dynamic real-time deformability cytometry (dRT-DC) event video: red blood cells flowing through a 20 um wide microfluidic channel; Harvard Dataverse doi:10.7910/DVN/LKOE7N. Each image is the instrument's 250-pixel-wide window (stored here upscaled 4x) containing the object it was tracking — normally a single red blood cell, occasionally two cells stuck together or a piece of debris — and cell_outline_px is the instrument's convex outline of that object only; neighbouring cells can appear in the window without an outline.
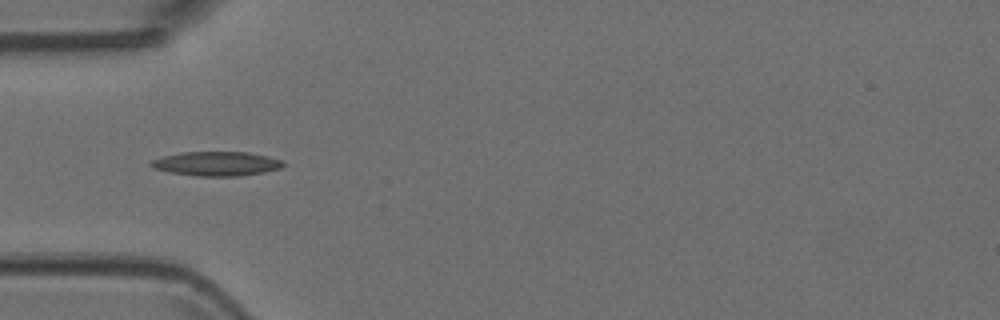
{"species": "Egyptian fruit bat (a non-hibernating species)", "species_latin": "Rousettus aegyptiacus", "temperature_condition": "room temperature", "stored_images_in_passage": 6, "camera_frame_rate_fps": 3000, "um_per_image_px": 0.085, "animal": {"sex": "female"}, "frame": {"image": 1, "passage_image": 2, "time_ms": 0.333, "image_size_px": [1000, 320], "cell_outline_px": [[284, 164], [280, 168], [264, 172], [236, 176], [196, 176], [168, 172], [152, 168], [148, 164], [152, 160], [164, 156], [180, 152], [248, 152], [268, 156], [284, 160]], "centroid_in_image_um": [18.38, 13.91], "position_along_channel_um": 66.6, "area_um2": 18.79}}
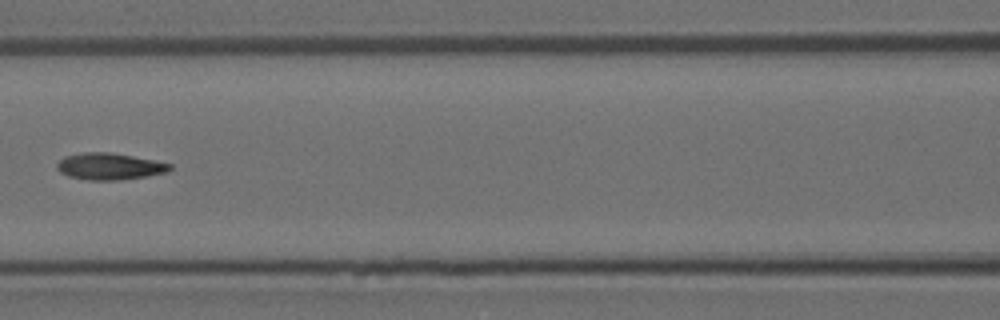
{"frame": {"image": 2, "passage_image": 4, "time_ms": 1.0, "image_size_px": [1000, 320], "cell_outline_px": [[172, 168], [168, 172], [148, 176], [120, 180], [88, 180], [68, 176], [60, 172], [56, 168], [56, 164], [64, 156], [84, 152], [108, 152], [132, 156], [172, 164]], "centroid_in_image_um": [9.3, 14.15], "position_along_channel_um": 157.3, "area_um2": 17.57}}
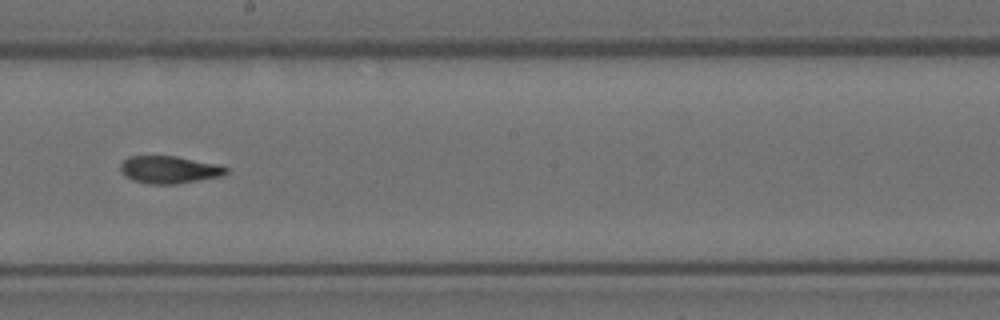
{"frame": {"image": 3, "passage_image": 6, "time_ms": 1.667, "image_size_px": [1000, 320], "cell_outline_px": [[228, 172], [224, 176], [176, 184], [144, 184], [132, 180], [124, 176], [120, 172], [120, 164], [128, 156], [176, 156], [220, 164], [228, 168]], "centroid_in_image_um": [14.39, 14.43], "position_along_channel_um": 233.8, "area_um2": 17.28}}